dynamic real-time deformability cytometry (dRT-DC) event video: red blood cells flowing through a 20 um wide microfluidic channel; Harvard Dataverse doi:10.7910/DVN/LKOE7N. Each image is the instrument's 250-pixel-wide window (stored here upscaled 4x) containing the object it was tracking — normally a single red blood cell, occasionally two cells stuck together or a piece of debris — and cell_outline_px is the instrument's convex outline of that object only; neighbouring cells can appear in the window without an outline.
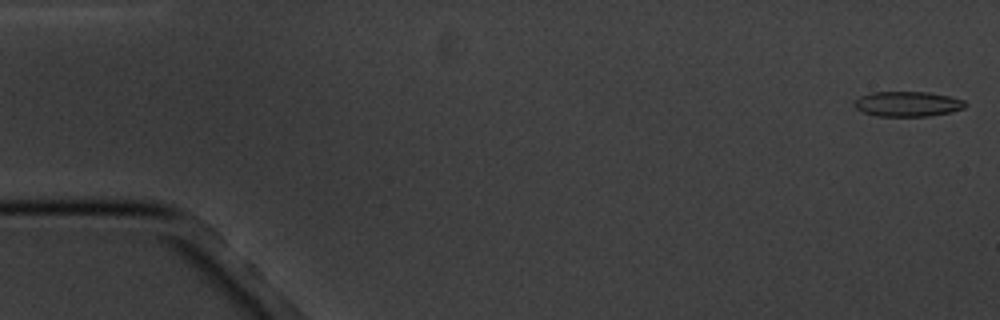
{"species": "common noctule bat (a hibernating species)", "species_latin": "Nyctalus noctula", "temperature_condition": "cold", "stored_images_in_passage": 7, "camera_frame_rate_fps": 3000, "um_per_image_px": 0.085, "animal": {"sex": "male", "body_mass_g": 20.1, "forearm_length_mm": 53.5}, "frame": {"image": 1, "passage_image": 1, "time_ms": 0.0, "image_size_px": [1000, 320], "cell_outline_px": [[968, 104], [964, 108], [948, 112], [928, 116], [876, 116], [864, 112], [856, 108], [852, 104], [852, 100], [860, 96], [872, 92], [928, 92], [948, 96], [964, 100]], "centroid_in_image_um": [77.1, 8.83], "position_along_channel_um": 7.9, "area_um2": 16.24}}
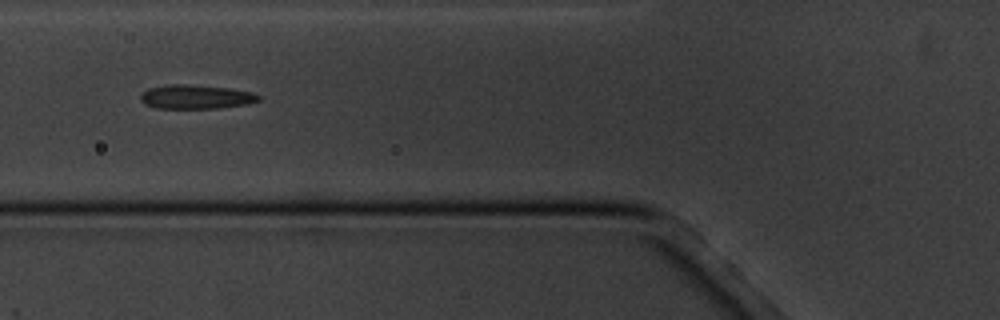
{"frame": {"image": 2, "passage_image": 6, "time_ms": 6.667, "image_size_px": [1000, 320], "cell_outline_px": [[260, 100], [248, 104], [220, 108], [156, 108], [144, 104], [140, 100], [140, 96], [148, 88], [168, 84], [188, 84], [228, 88], [252, 92], [260, 96]], "centroid_in_image_um": [16.64, 8.23], "position_along_channel_um": 109.2, "area_um2": 16.59}}
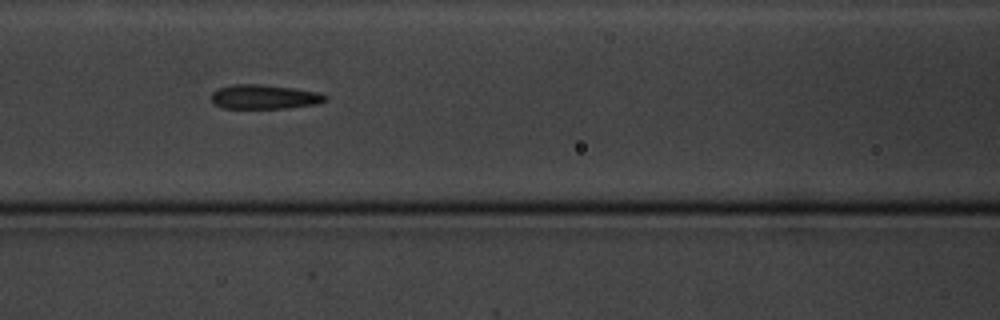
{"frame": {"image": 3, "passage_image": 7, "time_ms": 7.667, "image_size_px": [1000, 320], "cell_outline_px": [[328, 100], [316, 104], [288, 108], [220, 108], [212, 100], [212, 92], [220, 88], [236, 84], [260, 84], [296, 88], [320, 92], [328, 96]], "centroid_in_image_um": [22.53, 8.23], "position_along_channel_um": 144.1, "area_um2": 16.24}}